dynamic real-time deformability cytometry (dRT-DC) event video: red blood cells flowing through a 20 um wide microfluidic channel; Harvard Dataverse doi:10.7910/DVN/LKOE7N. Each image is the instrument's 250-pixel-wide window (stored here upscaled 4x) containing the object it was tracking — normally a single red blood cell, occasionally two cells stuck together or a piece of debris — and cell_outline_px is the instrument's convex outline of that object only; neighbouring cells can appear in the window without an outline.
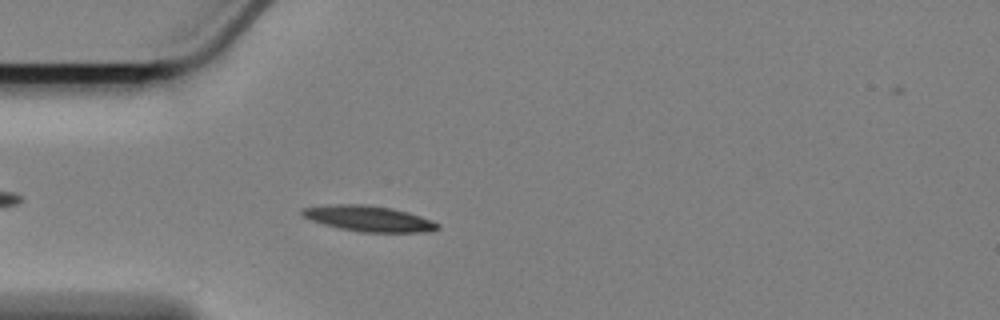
{"species": "Egyptian fruit bat (a non-hibernating species)", "species_latin": "Rousettus aegyptiacus", "temperature_condition": "cold", "stored_images_in_passage": 32, "camera_frame_rate_fps": 3000, "um_per_image_px": 0.085, "animal": {"sex": "female"}, "frame": {"image": 1, "passage_image": 6, "time_ms": 1.667, "image_size_px": [1000, 320], "cell_outline_px": [[440, 228], [432, 232], [360, 232], [340, 228], [324, 224], [300, 216], [300, 212], [304, 208], [336, 204], [364, 204], [392, 208], [408, 212], [432, 220], [440, 224]], "centroid_in_image_um": [31.39, 18.58], "position_along_channel_um": 53.6, "area_um2": 20.29}}
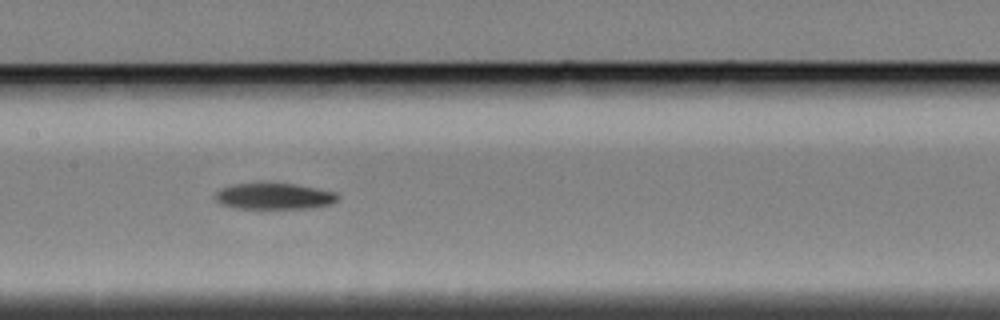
{"frame": {"image": 2, "passage_image": 18, "time_ms": 5.667, "image_size_px": [1000, 320], "cell_outline_px": [[340, 196], [332, 204], [304, 208], [232, 208], [220, 204], [216, 200], [216, 192], [220, 188], [236, 184], [260, 180], [296, 184], [336, 192]], "centroid_in_image_um": [23.26, 16.63], "position_along_channel_um": 184.1, "area_um2": 19.31}}
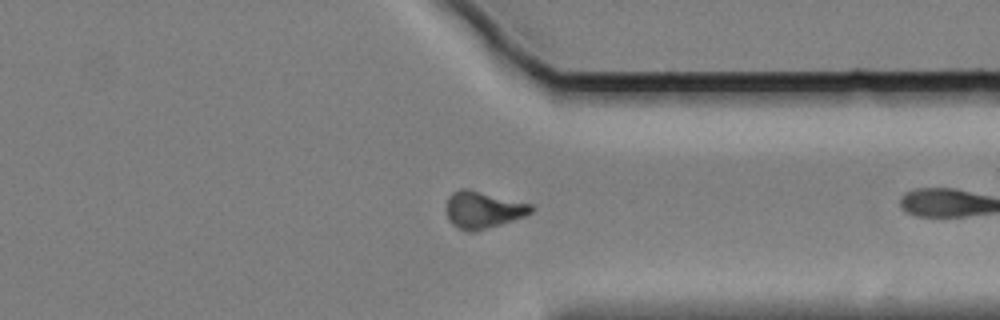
{"frame": {"image": 3, "passage_image": 31, "time_ms": 10.0, "image_size_px": [1000, 320], "cell_outline_px": [[532, 212], [524, 216], [500, 224], [472, 232], [468, 232], [452, 224], [448, 220], [448, 196], [452, 192], [460, 188], [468, 188], [532, 204]], "centroid_in_image_um": [41.05, 17.81], "position_along_channel_um": 370.4, "area_um2": 18.03}}